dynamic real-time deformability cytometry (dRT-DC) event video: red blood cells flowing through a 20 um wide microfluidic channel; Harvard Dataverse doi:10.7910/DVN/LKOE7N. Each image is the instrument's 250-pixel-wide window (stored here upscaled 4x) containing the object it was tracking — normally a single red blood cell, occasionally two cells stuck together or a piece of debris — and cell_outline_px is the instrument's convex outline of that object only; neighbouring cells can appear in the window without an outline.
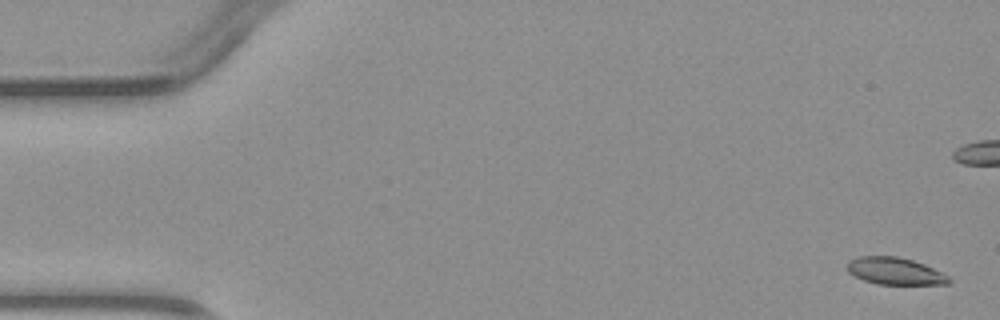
{"species": "common noctule bat (a hibernating species)", "species_latin": "Nyctalus noctula", "temperature_condition": "warm", "stored_images_in_passage": 4, "camera_frame_rate_fps": 3000, "um_per_image_px": 0.085, "animal": {"sex": "male", "body_mass_g": 23.1, "forearm_length_mm": 52.7}, "frame": {"image": 1, "passage_image": 1, "time_ms": 0.0, "image_size_px": [1000, 320], "cell_outline_px": [[952, 280], [948, 284], [876, 284], [864, 280], [848, 272], [848, 260], [856, 256], [896, 256], [912, 260], [924, 264], [948, 276]], "centroid_in_image_um": [76.05, 23.04], "position_along_channel_um": 8.9, "area_um2": 15.95}}